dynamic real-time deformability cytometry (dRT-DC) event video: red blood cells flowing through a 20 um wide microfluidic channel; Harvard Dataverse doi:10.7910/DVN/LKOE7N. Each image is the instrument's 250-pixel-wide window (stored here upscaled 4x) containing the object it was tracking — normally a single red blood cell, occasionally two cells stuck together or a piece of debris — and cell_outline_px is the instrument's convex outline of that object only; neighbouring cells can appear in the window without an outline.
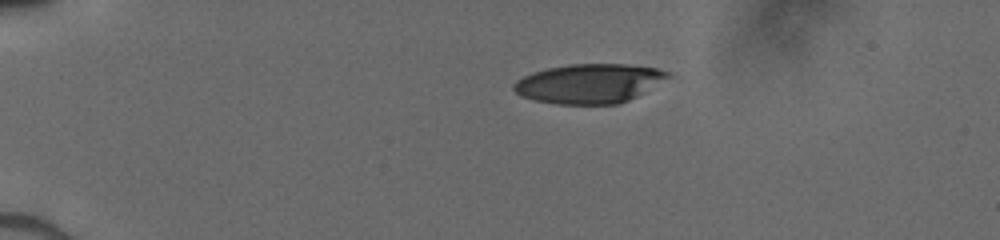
{"species": "human", "species_latin": "Homo sapiens", "temperature_condition": "cold", "stored_images_in_passage": 40, "camera_frame_rate_fps": 3000, "um_per_image_px": 0.085, "donor": {"sex": "male"}, "frame": {"image": 1, "passage_image": 1, "time_ms": 0.0, "image_size_px": [1000, 240], "cell_outline_px": [[672, 76], [636, 96], [628, 100], [616, 104], [556, 104], [536, 100], [520, 96], [512, 88], [512, 84], [516, 80], [532, 72], [548, 68], [568, 64], [624, 64], [660, 68], [672, 72]], "centroid_in_image_um": [50.09, 7.09], "position_along_channel_um": 34.9, "area_um2": 35.43}}
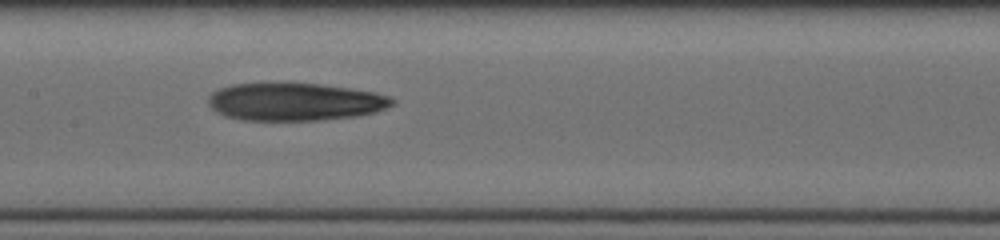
{"frame": {"image": 2, "passage_image": 17, "time_ms": 5.333, "image_size_px": [1000, 240], "cell_outline_px": [[396, 104], [376, 112], [356, 116], [320, 120], [240, 120], [224, 116], [216, 112], [208, 104], [208, 96], [212, 92], [220, 88], [232, 84], [320, 84], [352, 88], [376, 92], [388, 96], [396, 100]], "centroid_in_image_um": [25.09, 8.66], "position_along_channel_um": 182.3, "area_um2": 40.52}}
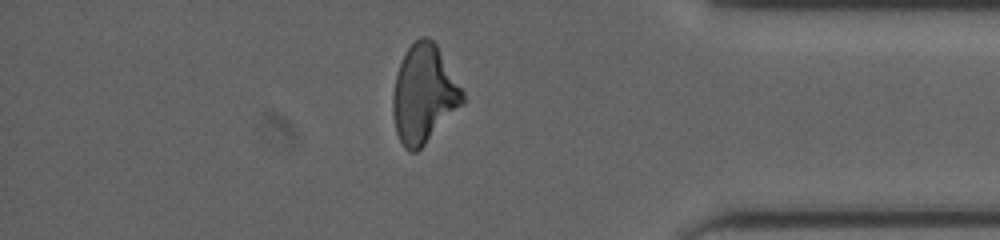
{"frame": {"image": 3, "passage_image": 34, "time_ms": 11.0, "image_size_px": [1000, 240], "cell_outline_px": [[464, 104], [416, 152], [408, 152], [404, 148], [396, 132], [392, 112], [392, 96], [396, 72], [408, 48], [420, 36], [428, 36], [436, 44], [464, 92]], "centroid_in_image_um": [36.02, 8.01], "position_along_channel_um": 399.2, "area_um2": 39.71}}